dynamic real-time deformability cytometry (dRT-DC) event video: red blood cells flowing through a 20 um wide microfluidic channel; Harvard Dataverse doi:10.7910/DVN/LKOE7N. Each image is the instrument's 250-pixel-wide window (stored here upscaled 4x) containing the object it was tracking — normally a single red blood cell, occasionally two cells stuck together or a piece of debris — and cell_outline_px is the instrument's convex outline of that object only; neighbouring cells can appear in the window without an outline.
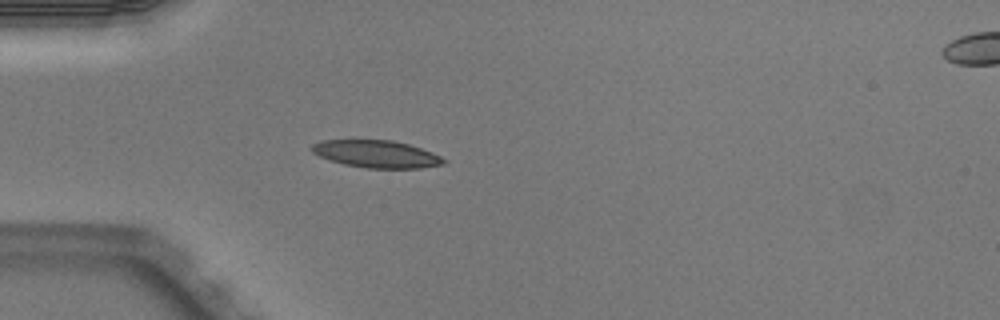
{"species": "Egyptian fruit bat (a non-hibernating species)", "species_latin": "Rousettus aegyptiacus", "temperature_condition": "warm", "stored_images_in_passage": 4, "camera_frame_rate_fps": 3000, "um_per_image_px": 0.085, "animal": {"sex": "male"}, "frame": {"image": 1, "passage_image": 3, "time_ms": 0.667, "image_size_px": [1000, 320], "cell_outline_px": [[448, 160], [444, 164], [420, 168], [368, 168], [344, 164], [320, 156], [312, 152], [312, 144], [320, 140], [392, 140], [408, 144], [432, 152]], "centroid_in_image_um": [32.02, 13.09], "position_along_channel_um": 53.0, "area_um2": 20.87}}